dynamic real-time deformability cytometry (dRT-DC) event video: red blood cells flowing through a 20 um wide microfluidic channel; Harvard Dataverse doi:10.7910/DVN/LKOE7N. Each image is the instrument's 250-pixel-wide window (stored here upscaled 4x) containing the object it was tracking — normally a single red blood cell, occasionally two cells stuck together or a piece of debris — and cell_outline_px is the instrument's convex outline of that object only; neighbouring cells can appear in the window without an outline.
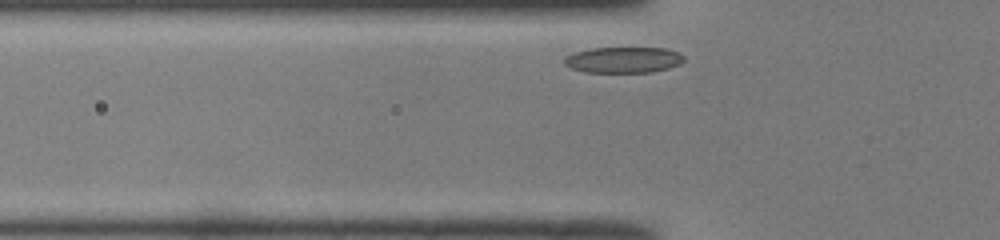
{"species": "common noctule bat (a hibernating species)", "species_latin": "Nyctalus noctula", "temperature_condition": "room temperature", "stored_images_in_passage": 31, "camera_frame_rate_fps": 3000, "um_per_image_px": 0.085, "animal": {"sex": "male", "body_mass_g": 19.0, "forearm_length_mm": 50.8}, "frame": {"image": 1, "passage_image": 4, "time_ms": 1.0, "image_size_px": [1000, 240], "cell_outline_px": [[684, 60], [680, 64], [668, 68], [652, 72], [588, 72], [572, 68], [564, 64], [564, 56], [576, 52], [592, 48], [668, 48], [680, 52], [684, 56]], "centroid_in_image_um": [53.03, 5.08], "position_along_channel_um": 72.8, "area_um2": 18.09}}
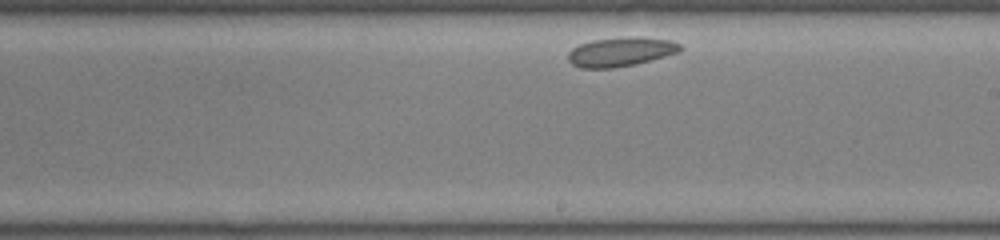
{"frame": {"image": 2, "passage_image": 19, "time_ms": 6.0, "image_size_px": [1000, 240], "cell_outline_px": [[684, 48], [680, 52], [632, 64], [612, 68], [580, 68], [572, 64], [568, 60], [568, 52], [572, 48], [580, 44], [592, 40], [628, 36], [644, 36], [672, 40], [680, 44]], "centroid_in_image_um": [52.78, 4.38], "position_along_channel_um": 236.2, "area_um2": 19.19}}
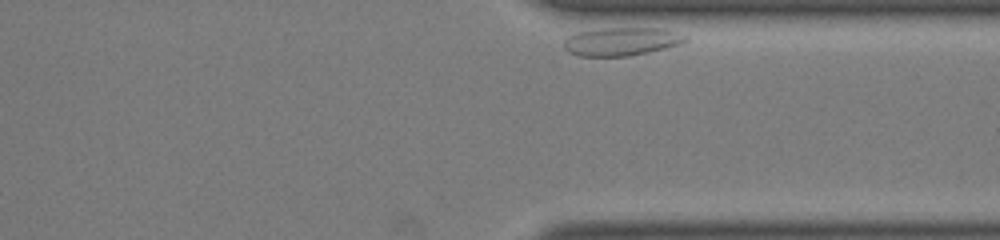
{"frame": {"image": 3, "passage_image": 31, "time_ms": 10.0, "image_size_px": [1000, 240], "cell_outline_px": [[688, 40], [680, 44], [648, 52], [628, 56], [580, 56], [568, 52], [564, 48], [564, 40], [568, 36], [576, 32], [604, 28], [664, 28], [688, 36]], "centroid_in_image_um": [52.82, 3.52], "position_along_channel_um": 358.6, "area_um2": 20.06}}